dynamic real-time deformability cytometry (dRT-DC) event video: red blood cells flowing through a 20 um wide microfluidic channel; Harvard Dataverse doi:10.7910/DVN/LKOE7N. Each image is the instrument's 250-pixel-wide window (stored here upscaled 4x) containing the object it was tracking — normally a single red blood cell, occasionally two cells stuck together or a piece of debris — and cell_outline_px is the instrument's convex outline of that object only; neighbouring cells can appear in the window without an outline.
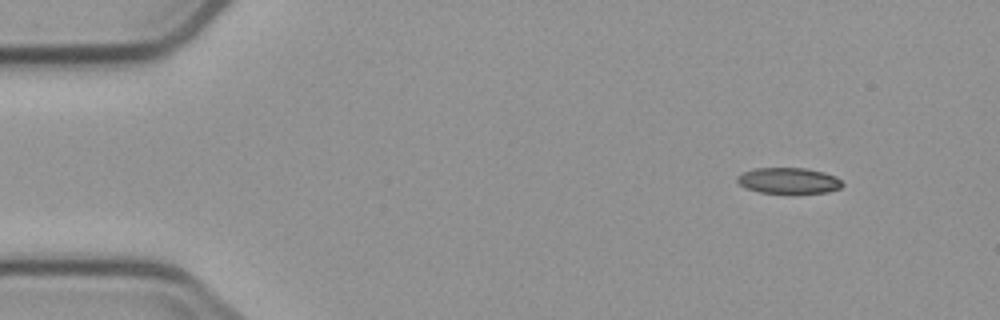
{"species": "common noctule bat (a hibernating species)", "species_latin": "Nyctalus noctula", "temperature_condition": "cold", "stored_images_in_passage": 4, "camera_frame_rate_fps": 3000, "um_per_image_px": 0.085, "animal": {"sex": "male", "body_mass_g": 23.1, "forearm_length_mm": 52.7}, "frame": {"image": 1, "passage_image": 1, "time_ms": 0.0, "image_size_px": [1000, 320], "cell_outline_px": [[844, 184], [840, 188], [828, 192], [760, 192], [744, 188], [736, 180], [736, 176], [744, 172], [756, 168], [804, 168], [824, 172], [836, 176]], "centroid_in_image_um": [67.02, 15.34], "position_along_channel_um": 18.0, "area_um2": 15.66}}